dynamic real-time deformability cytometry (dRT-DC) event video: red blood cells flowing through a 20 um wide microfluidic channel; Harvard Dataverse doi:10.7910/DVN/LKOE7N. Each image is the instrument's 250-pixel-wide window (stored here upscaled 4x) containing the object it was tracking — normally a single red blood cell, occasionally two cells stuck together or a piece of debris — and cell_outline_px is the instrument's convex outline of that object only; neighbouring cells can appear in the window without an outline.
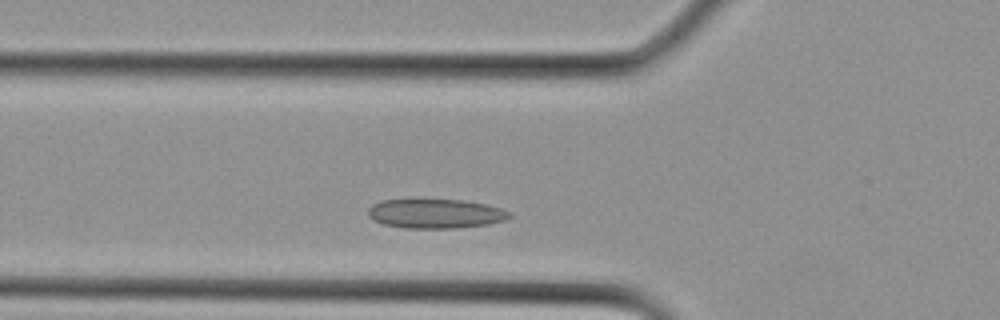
{"species": "Egyptian fruit bat (a non-hibernating species)", "species_latin": "Rousettus aegyptiacus", "temperature_condition": "cold", "stored_images_in_passage": 10, "camera_frame_rate_fps": 3000, "um_per_image_px": 0.085, "animal": {"sex": "female"}, "frame": {"image": 1, "passage_image": 4, "time_ms": 1.0, "image_size_px": [1000, 320], "cell_outline_px": [[512, 216], [504, 220], [488, 224], [456, 228], [404, 228], [384, 224], [372, 220], [368, 216], [368, 208], [372, 204], [380, 200], [416, 196], [464, 200], [488, 204], [504, 208], [512, 212]], "centroid_in_image_um": [36.98, 18.09], "position_along_channel_um": 88.8, "area_um2": 25.61}}
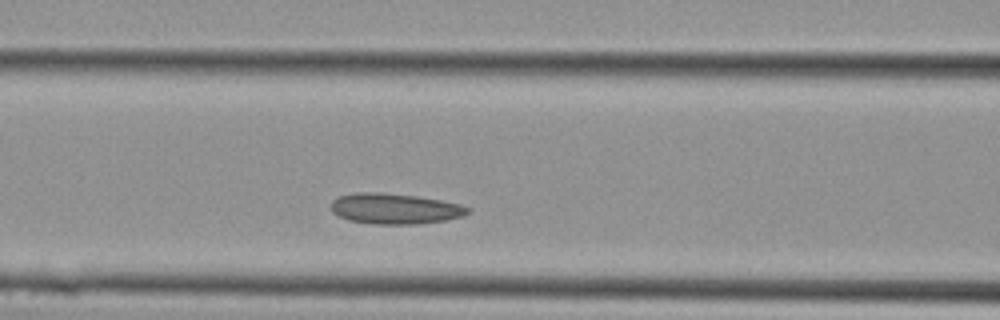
{"frame": {"image": 2, "passage_image": 6, "time_ms": 1.667, "image_size_px": [1000, 320], "cell_outline_px": [[472, 212], [464, 216], [444, 220], [416, 224], [376, 224], [348, 220], [332, 212], [332, 200], [340, 196], [360, 192], [380, 192], [416, 196], [440, 200], [460, 204], [472, 208]], "centroid_in_image_um": [33.61, 17.74], "position_along_channel_um": 133.0, "area_um2": 24.33}}
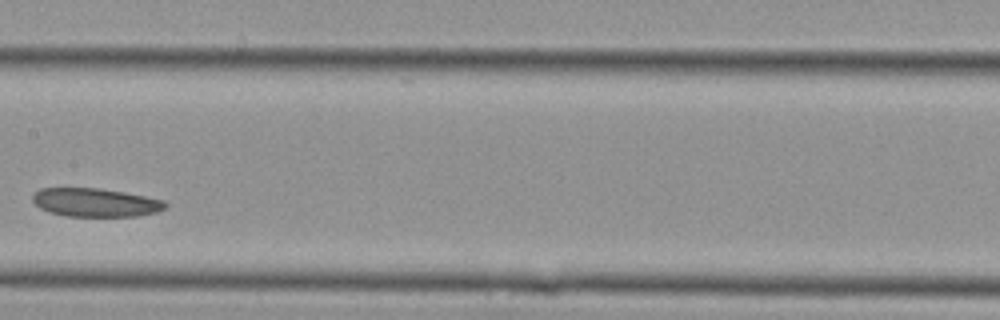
{"frame": {"image": 3, "passage_image": 9, "time_ms": 2.667, "image_size_px": [1000, 320], "cell_outline_px": [[168, 204], [164, 208], [156, 212], [136, 216], [64, 216], [48, 212], [40, 208], [32, 200], [32, 196], [40, 188], [100, 188], [124, 192], [164, 200]], "centroid_in_image_um": [8.09, 17.21], "position_along_channel_um": 199.3, "area_um2": 22.02}}